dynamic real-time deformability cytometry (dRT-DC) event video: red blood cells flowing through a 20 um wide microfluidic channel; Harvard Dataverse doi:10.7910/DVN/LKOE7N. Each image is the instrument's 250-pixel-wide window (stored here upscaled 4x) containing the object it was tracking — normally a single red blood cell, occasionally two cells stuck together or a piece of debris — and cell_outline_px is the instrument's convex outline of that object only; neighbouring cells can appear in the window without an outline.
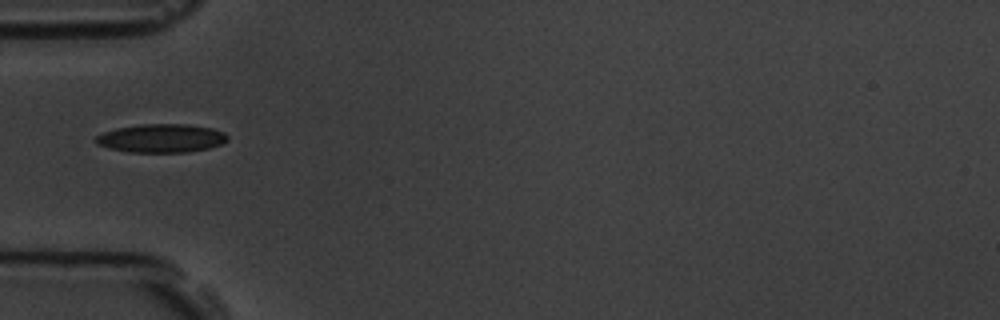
{"species": "common noctule bat (a hibernating species)", "species_latin": "Nyctalus noctula", "temperature_condition": "room temperature", "stored_images_in_passage": 1, "camera_frame_rate_fps": 3000, "um_per_image_px": 0.085, "animal": {"sex": "male", "body_mass_g": 19.5, "forearm_length_mm": 54.6}, "frame": {"image": 1, "passage_image": 1, "time_ms": 0.0, "image_size_px": [1000, 320], "cell_outline_px": [[228, 140], [220, 144], [208, 148], [188, 152], [128, 152], [108, 148], [96, 144], [92, 140], [96, 136], [104, 132], [116, 128], [140, 124], [184, 124], [212, 128], [224, 132], [228, 136]], "centroid_in_image_um": [13.67, 11.75], "position_along_channel_um": 71.3, "area_um2": 21.96}}